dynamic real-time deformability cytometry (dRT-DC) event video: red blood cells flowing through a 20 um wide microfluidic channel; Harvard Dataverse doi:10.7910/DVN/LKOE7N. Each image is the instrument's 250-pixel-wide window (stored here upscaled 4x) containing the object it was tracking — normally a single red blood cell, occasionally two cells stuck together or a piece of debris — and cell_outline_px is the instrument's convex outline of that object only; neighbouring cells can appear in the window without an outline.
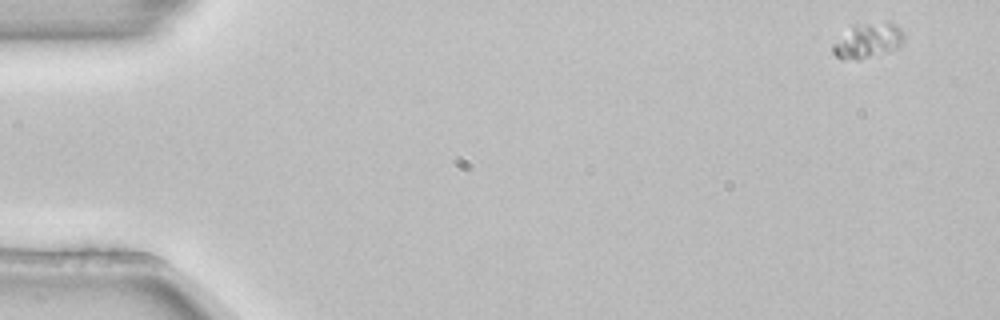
{"species": "common noctule bat (a hibernating species)", "species_latin": "Nyctalus noctula", "temperature_condition": "room temperature", "stored_images_in_passage": 4, "camera_frame_rate_fps": 3000, "um_per_image_px": 0.085, "animal": {"sex": "female", "body_mass_g": 22.7, "forearm_length_mm": 54.2}, "frame": {"image": 1, "passage_image": 1, "time_ms": 0.0, "image_size_px": [1000, 320], "cell_outline_px": [[904, 44], [888, 52], [860, 60], [840, 60], [832, 52], [832, 44], [852, 28], [888, 24], [892, 24], [900, 28], [904, 36]], "centroid_in_image_um": [73.77, 3.57], "position_along_channel_um": 11.2, "area_um2": 13.7}}
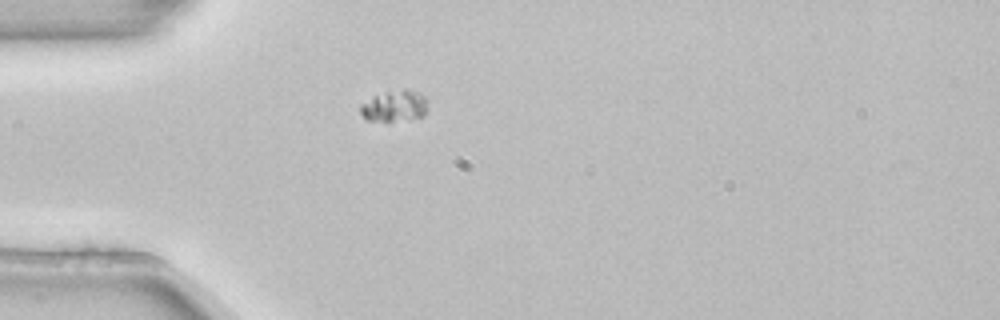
{"frame": {"image": 2, "passage_image": 4, "time_ms": 1.0, "image_size_px": [1000, 320], "cell_outline_px": [[428, 108], [424, 116], [392, 120], [364, 120], [360, 112], [360, 104], [372, 96], [384, 92], [404, 88], [408, 88], [424, 96], [428, 100]], "centroid_in_image_um": [33.53, 8.97], "position_along_channel_um": 51.5, "area_um2": 12.31}}